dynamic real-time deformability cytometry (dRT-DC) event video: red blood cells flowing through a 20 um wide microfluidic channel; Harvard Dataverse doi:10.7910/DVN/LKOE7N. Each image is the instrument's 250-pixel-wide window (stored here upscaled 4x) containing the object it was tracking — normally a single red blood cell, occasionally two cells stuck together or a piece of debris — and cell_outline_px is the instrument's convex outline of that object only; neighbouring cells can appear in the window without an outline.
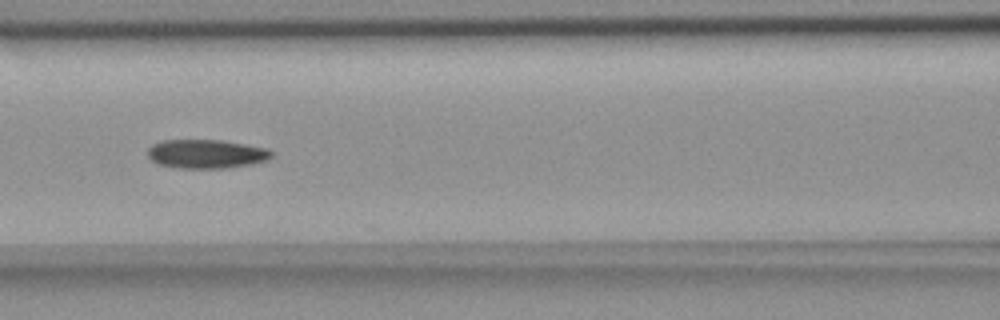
{"species": "common noctule bat (a hibernating species)", "species_latin": "Nyctalus noctula", "temperature_condition": "room temperature", "stored_images_in_passage": 10, "camera_frame_rate_fps": 3000, "um_per_image_px": 0.085, "animal": {"sex": "female", "body_mass_g": 18.4}, "frame": {"image": 1, "passage_image": 6, "time_ms": 7.667, "image_size_px": [1000, 320], "cell_outline_px": [[272, 156], [268, 160], [252, 164], [228, 168], [176, 168], [160, 164], [152, 160], [148, 156], [148, 148], [152, 144], [160, 140], [220, 140], [268, 148], [272, 152]], "centroid_in_image_um": [17.54, 13.08], "position_along_channel_um": 149.1, "area_um2": 20.92}}
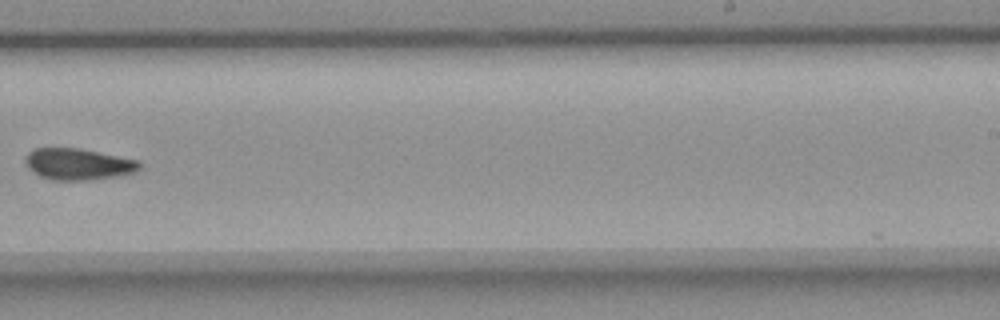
{"frame": {"image": 2, "passage_image": 9, "time_ms": 11.333, "image_size_px": [1000, 320], "cell_outline_px": [[140, 168], [132, 172], [116, 176], [88, 180], [56, 180], [40, 176], [28, 168], [28, 152], [32, 148], [80, 148], [140, 160]], "centroid_in_image_um": [6.67, 13.94], "position_along_channel_um": 282.3, "area_um2": 20.63}}
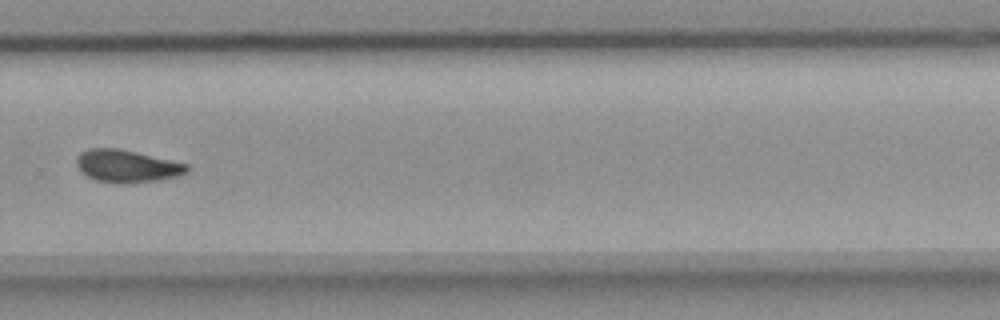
{"frame": {"image": 3, "passage_image": 10, "time_ms": 12.333, "image_size_px": [1000, 320], "cell_outline_px": [[188, 172], [176, 176], [156, 180], [120, 184], [96, 180], [80, 172], [76, 164], [76, 156], [80, 152], [88, 148], [120, 148], [188, 164]], "centroid_in_image_um": [10.73, 14.1], "position_along_channel_um": 319.1, "area_um2": 20.92}}